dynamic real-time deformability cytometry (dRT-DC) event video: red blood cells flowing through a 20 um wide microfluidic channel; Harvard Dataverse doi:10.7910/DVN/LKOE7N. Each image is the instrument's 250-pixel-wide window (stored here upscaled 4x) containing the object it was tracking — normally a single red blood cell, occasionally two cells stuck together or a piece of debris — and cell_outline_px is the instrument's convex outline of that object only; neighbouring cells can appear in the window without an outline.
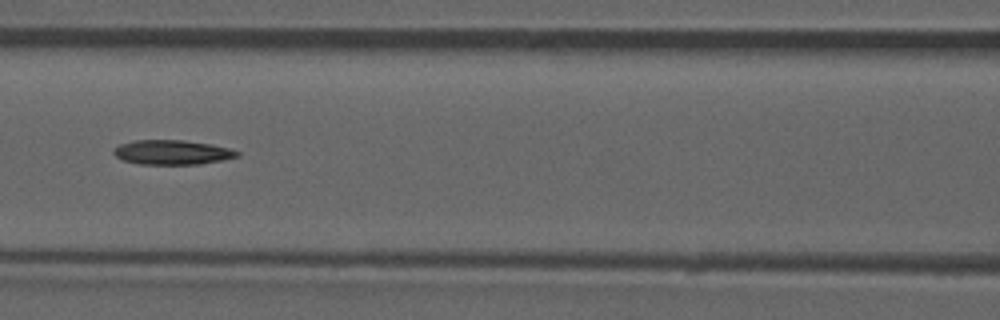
{"species": "common noctule bat (a hibernating species)", "species_latin": "Nyctalus noctula", "temperature_condition": "room temperature", "stored_images_in_passage": 51, "camera_frame_rate_fps": 3000, "um_per_image_px": 0.085, "animal": {"sex": "male", "forearm_length_mm": 52.5}, "frame": {"image": 1, "passage_image": 22, "time_ms": 7.0, "image_size_px": [1000, 320], "cell_outline_px": [[240, 156], [224, 160], [200, 164], [140, 164], [124, 160], [116, 156], [112, 152], [112, 148], [120, 144], [136, 140], [184, 140], [212, 144], [228, 148], [240, 152]], "centroid_in_image_um": [14.65, 12.94], "position_along_channel_um": 152.0, "area_um2": 17.74}}